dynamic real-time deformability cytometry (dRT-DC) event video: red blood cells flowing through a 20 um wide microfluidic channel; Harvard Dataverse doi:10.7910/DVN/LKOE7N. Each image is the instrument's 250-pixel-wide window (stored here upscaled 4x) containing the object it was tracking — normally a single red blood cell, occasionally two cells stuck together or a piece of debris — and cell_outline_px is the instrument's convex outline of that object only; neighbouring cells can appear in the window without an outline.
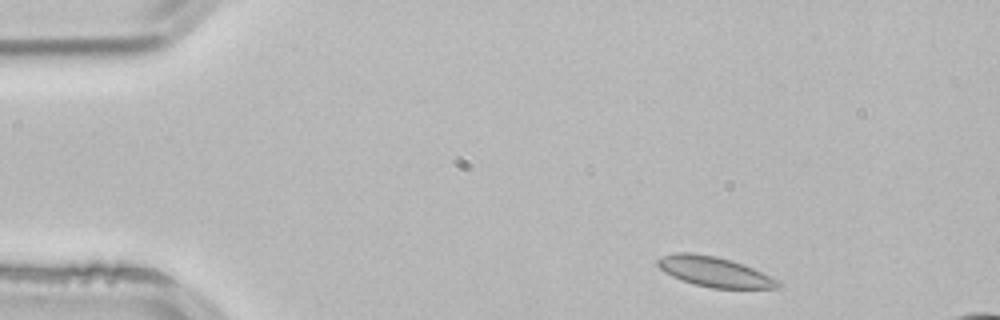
{"species": "common noctule bat (a hibernating species)", "species_latin": "Nyctalus noctula", "temperature_condition": "room temperature", "stored_images_in_passage": 3, "camera_frame_rate_fps": 3000, "um_per_image_px": 0.085, "animal": {"sex": "male", "body_mass_g": 21.5, "forearm_length_mm": 52.0}, "frame": {"image": 1, "passage_image": 1, "time_ms": 0.0, "image_size_px": [1000, 320], "cell_outline_px": [[784, 284], [776, 288], [712, 288], [680, 280], [664, 272], [656, 264], [656, 260], [664, 256], [676, 252], [692, 252], [716, 256], [732, 260], [744, 264], [780, 280]], "centroid_in_image_um": [60.75, 23.09], "position_along_channel_um": 24.3, "area_um2": 21.21}}